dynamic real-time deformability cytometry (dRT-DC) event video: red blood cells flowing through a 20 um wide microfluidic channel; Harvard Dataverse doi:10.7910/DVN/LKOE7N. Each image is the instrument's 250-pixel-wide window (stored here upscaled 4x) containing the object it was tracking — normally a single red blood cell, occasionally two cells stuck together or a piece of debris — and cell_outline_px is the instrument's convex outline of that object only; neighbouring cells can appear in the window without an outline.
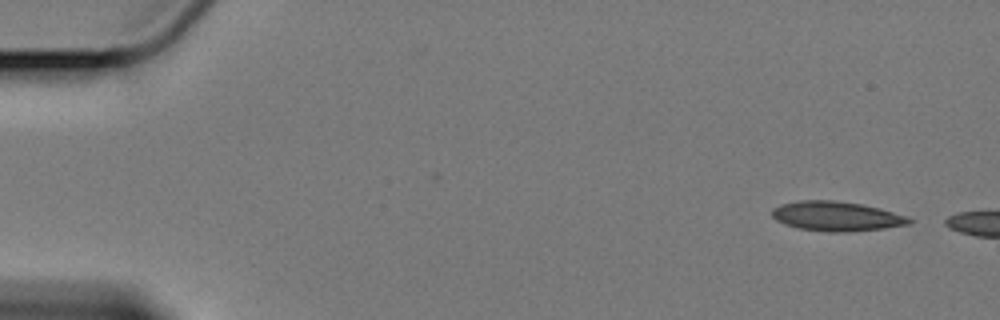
{"species": "Egyptian fruit bat (a non-hibernating species)", "species_latin": "Rousettus aegyptiacus", "temperature_condition": "cold", "stored_images_in_passage": 13, "camera_frame_rate_fps": 3000, "um_per_image_px": 0.085, "animal": {"sex": "female"}, "frame": {"image": 1, "passage_image": 1, "time_ms": 0.0, "image_size_px": [1000, 320], "cell_outline_px": [[912, 220], [908, 224], [884, 228], [848, 232], [828, 232], [796, 228], [784, 224], [776, 220], [772, 216], [772, 208], [780, 204], [800, 200], [836, 200], [860, 204], [880, 208], [908, 216]], "centroid_in_image_um": [71.07, 18.38], "position_along_channel_um": 13.9, "area_um2": 23.76}}